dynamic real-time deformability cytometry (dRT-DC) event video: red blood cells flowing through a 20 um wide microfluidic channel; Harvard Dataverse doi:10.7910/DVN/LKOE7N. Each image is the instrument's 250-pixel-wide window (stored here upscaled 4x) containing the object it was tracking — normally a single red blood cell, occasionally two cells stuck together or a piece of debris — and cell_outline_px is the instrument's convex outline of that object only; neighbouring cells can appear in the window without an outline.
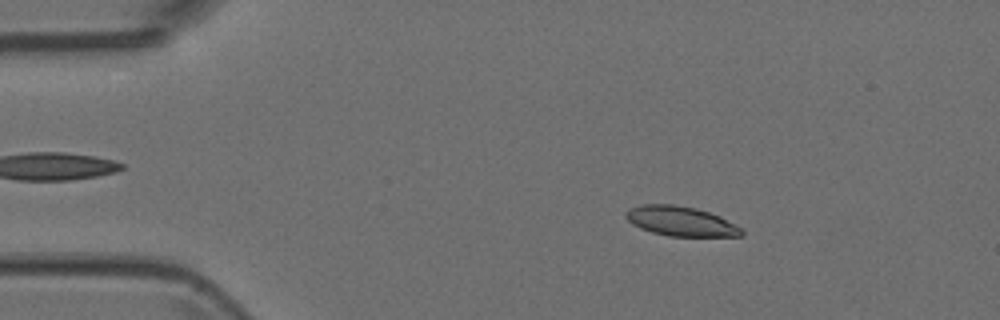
{"species": "Egyptian fruit bat (a non-hibernating species)", "species_latin": "Rousettus aegyptiacus", "temperature_condition": "room temperature", "stored_images_in_passage": 46, "camera_frame_rate_fps": 3000, "um_per_image_px": 0.085, "animal": {"sex": "female"}, "frame": {"image": 1, "passage_image": 3, "time_ms": 0.667, "image_size_px": [1000, 320], "cell_outline_px": [[744, 236], [668, 236], [652, 232], [640, 228], [632, 224], [624, 216], [624, 212], [628, 208], [640, 204], [672, 204], [696, 208], [720, 216], [740, 228], [744, 232]], "centroid_in_image_um": [57.81, 18.79], "position_along_channel_um": 27.2, "area_um2": 20.06}}
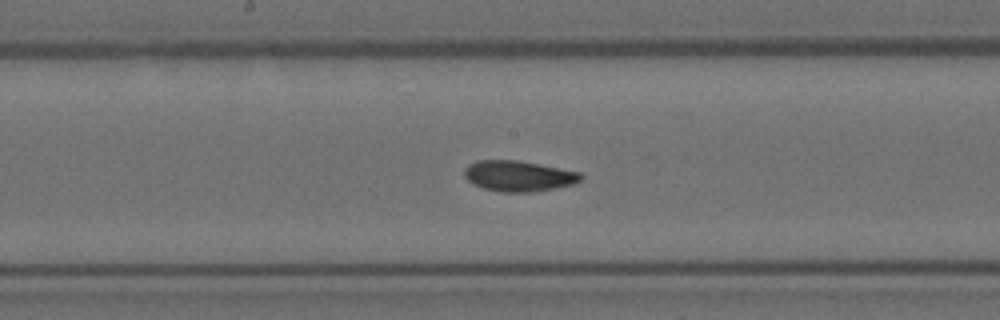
{"frame": {"image": 2, "passage_image": 21, "time_ms": 6.667, "image_size_px": [1000, 320], "cell_outline_px": [[584, 180], [572, 184], [556, 188], [528, 192], [500, 192], [484, 188], [472, 184], [464, 176], [464, 168], [468, 164], [476, 160], [516, 160], [580, 172], [584, 176]], "centroid_in_image_um": [44.06, 14.96], "position_along_channel_um": 204.1, "area_um2": 20.87}}
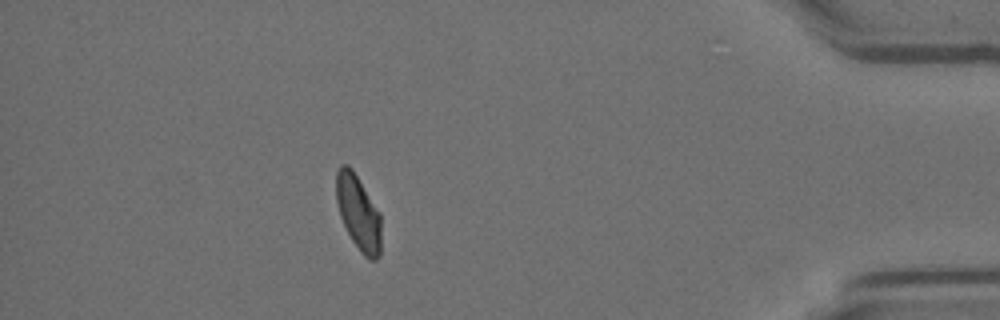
{"frame": {"image": 3, "passage_image": 40, "time_ms": 13.0, "image_size_px": [1000, 320], "cell_outline_px": [[380, 256], [376, 260], [368, 260], [360, 252], [352, 240], [340, 216], [336, 200], [336, 172], [340, 164], [348, 164], [352, 168], [380, 212]], "centroid_in_image_um": [30.45, 18.06], "position_along_channel_um": 404.7, "area_um2": 19.71}}